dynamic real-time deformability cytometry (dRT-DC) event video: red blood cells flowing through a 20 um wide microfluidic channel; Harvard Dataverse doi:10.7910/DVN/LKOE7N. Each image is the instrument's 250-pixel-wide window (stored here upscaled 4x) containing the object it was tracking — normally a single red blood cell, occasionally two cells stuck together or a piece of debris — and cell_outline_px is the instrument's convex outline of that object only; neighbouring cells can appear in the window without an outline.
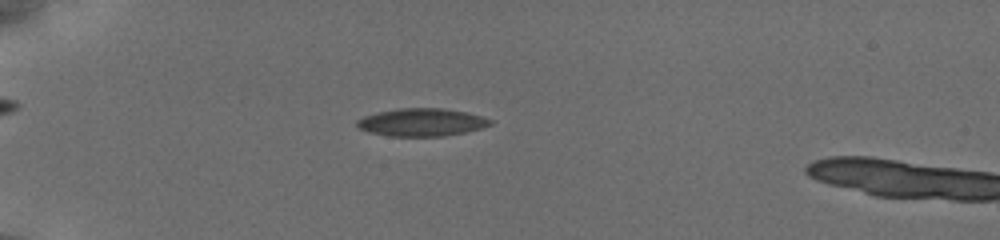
{"species": "common noctule bat (a hibernating species)", "species_latin": "Nyctalus noctula", "temperature_condition": "cold", "stored_images_in_passage": 43, "camera_frame_rate_fps": 3000, "um_per_image_px": 0.085, "animal": {"sex": "female", "body_mass_g": 19.5, "forearm_length_mm": 54.1}, "frame": {"image": 1, "passage_image": 4, "time_ms": 1.0, "image_size_px": [1000, 240], "cell_outline_px": [[492, 124], [480, 128], [464, 132], [444, 136], [388, 136], [368, 132], [360, 128], [356, 124], [356, 120], [364, 116], [376, 112], [400, 108], [440, 108], [464, 112], [480, 116], [492, 120]], "centroid_in_image_um": [35.79, 10.39], "position_along_channel_um": 49.2, "area_um2": 21.39}}
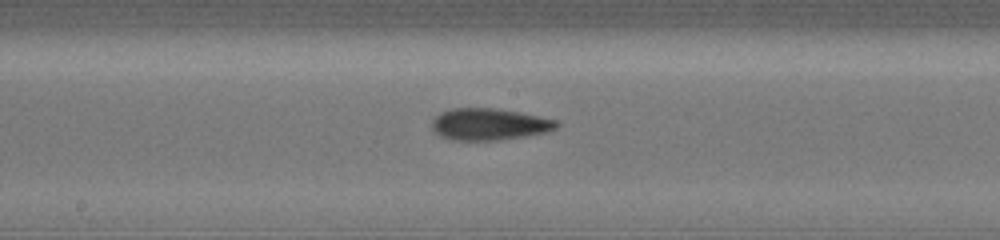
{"frame": {"image": 2, "passage_image": 19, "time_ms": 6.0, "image_size_px": [1000, 240], "cell_outline_px": [[560, 124], [556, 128], [544, 132], [524, 136], [496, 140], [456, 140], [440, 136], [432, 128], [432, 120], [440, 112], [452, 108], [492, 108], [520, 112], [556, 120]], "centroid_in_image_um": [41.56, 10.55], "position_along_channel_um": 206.6, "area_um2": 22.83}}
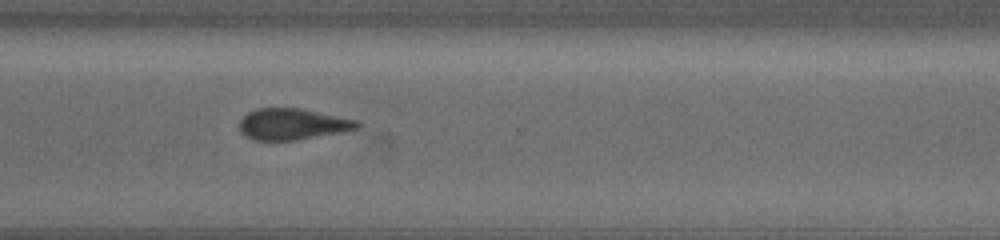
{"frame": {"image": 3, "passage_image": 30, "time_ms": 9.667, "image_size_px": [1000, 240], "cell_outline_px": [[360, 128], [340, 132], [296, 140], [256, 140], [240, 132], [240, 120], [248, 112], [256, 108], [300, 108], [356, 120], [360, 124]], "centroid_in_image_um": [24.85, 10.54], "position_along_channel_um": 345.8, "area_um2": 21.15}, "authors_computed_cell_mechanics": {"area_um2": 21.675, "velocity_mm_per_s": 3.7999, "shape_relaxation_time_tau1_ms": 3.4807, "shape_relaxation_time_tau2_ms": null, "deformation_change_tau1": 0.0738, "deformation_change_tau2": null}}